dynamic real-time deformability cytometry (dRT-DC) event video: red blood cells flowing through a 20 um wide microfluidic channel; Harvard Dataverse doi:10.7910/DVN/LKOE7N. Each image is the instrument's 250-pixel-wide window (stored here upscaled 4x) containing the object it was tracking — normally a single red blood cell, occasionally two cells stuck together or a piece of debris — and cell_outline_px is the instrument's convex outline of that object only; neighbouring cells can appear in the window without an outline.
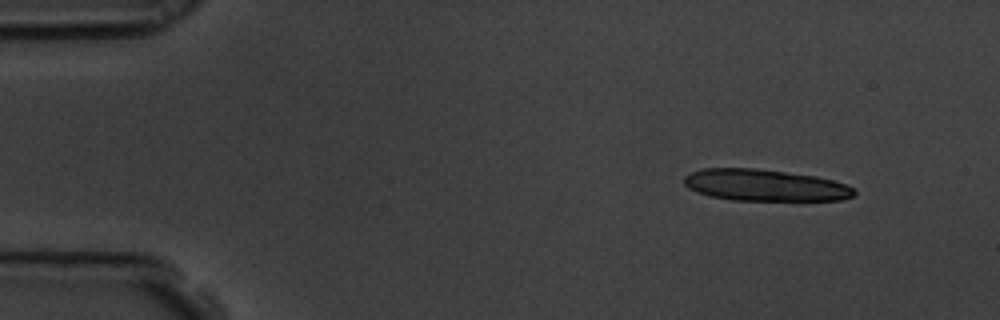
{"species": "common noctule bat (a hibernating species)", "species_latin": "Nyctalus noctula", "temperature_condition": "room temperature", "stored_images_in_passage": 13, "camera_frame_rate_fps": 3000, "um_per_image_px": 0.085, "animal": {"sex": "male", "body_mass_g": 19.5, "forearm_length_mm": 54.6}, "frame": {"image": 1, "passage_image": 2, "time_ms": 0.333, "image_size_px": [1000, 320], "cell_outline_px": [[856, 192], [852, 196], [840, 200], [732, 200], [708, 196], [688, 188], [684, 184], [684, 176], [692, 172], [704, 168], [752, 168], [816, 176], [832, 180], [844, 184], [852, 188]], "centroid_in_image_um": [64.97, 15.75], "position_along_channel_um": 20.0, "area_um2": 31.1}}
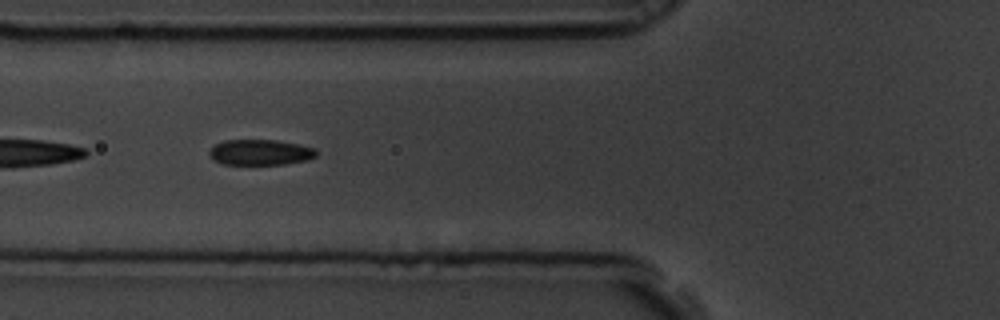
{"frame": {"image": 2, "passage_image": 6, "time_ms": 1.667, "image_size_px": [1000, 320], "cell_outline_px": [[316, 156], [308, 160], [284, 164], [220, 164], [212, 160], [208, 156], [208, 152], [216, 144], [224, 140], [276, 140], [300, 144], [316, 148]], "centroid_in_image_um": [22.11, 12.95], "position_along_channel_um": 103.7, "area_um2": 16.13}}
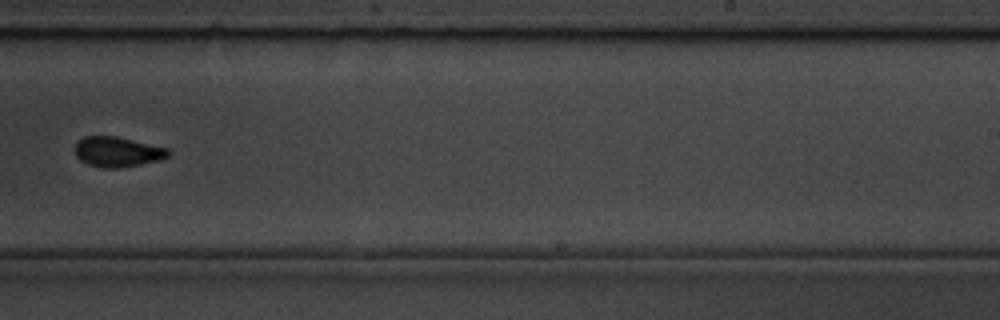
{"frame": {"image": 3, "passage_image": 10, "time_ms": 3.0, "image_size_px": [1000, 320], "cell_outline_px": [[172, 152], [168, 156], [160, 160], [120, 168], [100, 168], [88, 164], [80, 160], [76, 156], [76, 144], [84, 136], [116, 136], [168, 148]], "centroid_in_image_um": [10.0, 12.91], "position_along_channel_um": 279.0, "area_um2": 16.36}}